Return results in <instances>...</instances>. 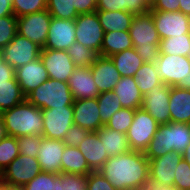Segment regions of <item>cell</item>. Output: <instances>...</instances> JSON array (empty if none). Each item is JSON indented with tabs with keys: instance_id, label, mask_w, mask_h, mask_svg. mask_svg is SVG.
Returning <instances> with one entry per match:
<instances>
[{
	"instance_id": "obj_1",
	"label": "cell",
	"mask_w": 190,
	"mask_h": 190,
	"mask_svg": "<svg viewBox=\"0 0 190 190\" xmlns=\"http://www.w3.org/2000/svg\"><path fill=\"white\" fill-rule=\"evenodd\" d=\"M117 190H144L149 184V160L132 151L109 157L98 170Z\"/></svg>"
},
{
	"instance_id": "obj_2",
	"label": "cell",
	"mask_w": 190,
	"mask_h": 190,
	"mask_svg": "<svg viewBox=\"0 0 190 190\" xmlns=\"http://www.w3.org/2000/svg\"><path fill=\"white\" fill-rule=\"evenodd\" d=\"M7 135L22 137L43 134V114L27 100L1 113Z\"/></svg>"
},
{
	"instance_id": "obj_3",
	"label": "cell",
	"mask_w": 190,
	"mask_h": 190,
	"mask_svg": "<svg viewBox=\"0 0 190 190\" xmlns=\"http://www.w3.org/2000/svg\"><path fill=\"white\" fill-rule=\"evenodd\" d=\"M189 143L190 124L180 122L159 124L157 132L145 150L144 155L148 160H151L172 151L182 154Z\"/></svg>"
},
{
	"instance_id": "obj_4",
	"label": "cell",
	"mask_w": 190,
	"mask_h": 190,
	"mask_svg": "<svg viewBox=\"0 0 190 190\" xmlns=\"http://www.w3.org/2000/svg\"><path fill=\"white\" fill-rule=\"evenodd\" d=\"M133 47L146 63H156L160 55V37L155 28L152 14L146 12L133 17L129 28Z\"/></svg>"
},
{
	"instance_id": "obj_5",
	"label": "cell",
	"mask_w": 190,
	"mask_h": 190,
	"mask_svg": "<svg viewBox=\"0 0 190 190\" xmlns=\"http://www.w3.org/2000/svg\"><path fill=\"white\" fill-rule=\"evenodd\" d=\"M26 100L41 110L73 106L74 102L68 83L50 78L31 91Z\"/></svg>"
},
{
	"instance_id": "obj_6",
	"label": "cell",
	"mask_w": 190,
	"mask_h": 190,
	"mask_svg": "<svg viewBox=\"0 0 190 190\" xmlns=\"http://www.w3.org/2000/svg\"><path fill=\"white\" fill-rule=\"evenodd\" d=\"M41 172L37 158L19 154L0 176L6 188L19 190Z\"/></svg>"
},
{
	"instance_id": "obj_7",
	"label": "cell",
	"mask_w": 190,
	"mask_h": 190,
	"mask_svg": "<svg viewBox=\"0 0 190 190\" xmlns=\"http://www.w3.org/2000/svg\"><path fill=\"white\" fill-rule=\"evenodd\" d=\"M155 65L162 83L186 90L190 75V61L187 56L159 55Z\"/></svg>"
},
{
	"instance_id": "obj_8",
	"label": "cell",
	"mask_w": 190,
	"mask_h": 190,
	"mask_svg": "<svg viewBox=\"0 0 190 190\" xmlns=\"http://www.w3.org/2000/svg\"><path fill=\"white\" fill-rule=\"evenodd\" d=\"M158 127L159 123L149 113L142 108L136 109L134 119L126 134L131 150L145 152Z\"/></svg>"
},
{
	"instance_id": "obj_9",
	"label": "cell",
	"mask_w": 190,
	"mask_h": 190,
	"mask_svg": "<svg viewBox=\"0 0 190 190\" xmlns=\"http://www.w3.org/2000/svg\"><path fill=\"white\" fill-rule=\"evenodd\" d=\"M51 18L47 9L18 17L17 33L43 49L47 41Z\"/></svg>"
},
{
	"instance_id": "obj_10",
	"label": "cell",
	"mask_w": 190,
	"mask_h": 190,
	"mask_svg": "<svg viewBox=\"0 0 190 190\" xmlns=\"http://www.w3.org/2000/svg\"><path fill=\"white\" fill-rule=\"evenodd\" d=\"M76 41L101 55L104 31L97 12L79 14L75 18Z\"/></svg>"
},
{
	"instance_id": "obj_11",
	"label": "cell",
	"mask_w": 190,
	"mask_h": 190,
	"mask_svg": "<svg viewBox=\"0 0 190 190\" xmlns=\"http://www.w3.org/2000/svg\"><path fill=\"white\" fill-rule=\"evenodd\" d=\"M155 28L161 40L190 33V16L181 11L150 10Z\"/></svg>"
},
{
	"instance_id": "obj_12",
	"label": "cell",
	"mask_w": 190,
	"mask_h": 190,
	"mask_svg": "<svg viewBox=\"0 0 190 190\" xmlns=\"http://www.w3.org/2000/svg\"><path fill=\"white\" fill-rule=\"evenodd\" d=\"M42 48L18 33L13 40L5 46L3 51L4 61L11 67L18 69L40 57Z\"/></svg>"
},
{
	"instance_id": "obj_13",
	"label": "cell",
	"mask_w": 190,
	"mask_h": 190,
	"mask_svg": "<svg viewBox=\"0 0 190 190\" xmlns=\"http://www.w3.org/2000/svg\"><path fill=\"white\" fill-rule=\"evenodd\" d=\"M43 137L62 140L73 125V106L43 109Z\"/></svg>"
},
{
	"instance_id": "obj_14",
	"label": "cell",
	"mask_w": 190,
	"mask_h": 190,
	"mask_svg": "<svg viewBox=\"0 0 190 190\" xmlns=\"http://www.w3.org/2000/svg\"><path fill=\"white\" fill-rule=\"evenodd\" d=\"M170 86L162 83L153 87L143 96L141 108L149 113L159 124L171 122L169 109Z\"/></svg>"
},
{
	"instance_id": "obj_15",
	"label": "cell",
	"mask_w": 190,
	"mask_h": 190,
	"mask_svg": "<svg viewBox=\"0 0 190 190\" xmlns=\"http://www.w3.org/2000/svg\"><path fill=\"white\" fill-rule=\"evenodd\" d=\"M75 41V19H60L52 17L47 41L43 49L66 51Z\"/></svg>"
},
{
	"instance_id": "obj_16",
	"label": "cell",
	"mask_w": 190,
	"mask_h": 190,
	"mask_svg": "<svg viewBox=\"0 0 190 190\" xmlns=\"http://www.w3.org/2000/svg\"><path fill=\"white\" fill-rule=\"evenodd\" d=\"M181 160L182 154L175 151L149 160V183L174 186L175 170Z\"/></svg>"
},
{
	"instance_id": "obj_17",
	"label": "cell",
	"mask_w": 190,
	"mask_h": 190,
	"mask_svg": "<svg viewBox=\"0 0 190 190\" xmlns=\"http://www.w3.org/2000/svg\"><path fill=\"white\" fill-rule=\"evenodd\" d=\"M40 58L50 79L68 83L76 66L66 51L42 49Z\"/></svg>"
},
{
	"instance_id": "obj_18",
	"label": "cell",
	"mask_w": 190,
	"mask_h": 190,
	"mask_svg": "<svg viewBox=\"0 0 190 190\" xmlns=\"http://www.w3.org/2000/svg\"><path fill=\"white\" fill-rule=\"evenodd\" d=\"M73 124L90 132H97L102 126L97 98L74 100Z\"/></svg>"
},
{
	"instance_id": "obj_19",
	"label": "cell",
	"mask_w": 190,
	"mask_h": 190,
	"mask_svg": "<svg viewBox=\"0 0 190 190\" xmlns=\"http://www.w3.org/2000/svg\"><path fill=\"white\" fill-rule=\"evenodd\" d=\"M65 144L62 140L49 139L43 137L40 142L37 160L41 167L42 172L60 174L61 170V156Z\"/></svg>"
},
{
	"instance_id": "obj_20",
	"label": "cell",
	"mask_w": 190,
	"mask_h": 190,
	"mask_svg": "<svg viewBox=\"0 0 190 190\" xmlns=\"http://www.w3.org/2000/svg\"><path fill=\"white\" fill-rule=\"evenodd\" d=\"M15 78L25 96L49 79L47 70L39 57L15 69Z\"/></svg>"
},
{
	"instance_id": "obj_21",
	"label": "cell",
	"mask_w": 190,
	"mask_h": 190,
	"mask_svg": "<svg viewBox=\"0 0 190 190\" xmlns=\"http://www.w3.org/2000/svg\"><path fill=\"white\" fill-rule=\"evenodd\" d=\"M74 100L97 98L100 94L92 76L91 67H76L68 80Z\"/></svg>"
},
{
	"instance_id": "obj_22",
	"label": "cell",
	"mask_w": 190,
	"mask_h": 190,
	"mask_svg": "<svg viewBox=\"0 0 190 190\" xmlns=\"http://www.w3.org/2000/svg\"><path fill=\"white\" fill-rule=\"evenodd\" d=\"M94 82L99 92L113 91L121 78L110 57L98 55L95 62L90 66Z\"/></svg>"
},
{
	"instance_id": "obj_23",
	"label": "cell",
	"mask_w": 190,
	"mask_h": 190,
	"mask_svg": "<svg viewBox=\"0 0 190 190\" xmlns=\"http://www.w3.org/2000/svg\"><path fill=\"white\" fill-rule=\"evenodd\" d=\"M78 149L83 154L92 171H98L109 159L97 132H90L79 144Z\"/></svg>"
},
{
	"instance_id": "obj_24",
	"label": "cell",
	"mask_w": 190,
	"mask_h": 190,
	"mask_svg": "<svg viewBox=\"0 0 190 190\" xmlns=\"http://www.w3.org/2000/svg\"><path fill=\"white\" fill-rule=\"evenodd\" d=\"M169 109L171 122L190 124V90L170 87Z\"/></svg>"
},
{
	"instance_id": "obj_25",
	"label": "cell",
	"mask_w": 190,
	"mask_h": 190,
	"mask_svg": "<svg viewBox=\"0 0 190 190\" xmlns=\"http://www.w3.org/2000/svg\"><path fill=\"white\" fill-rule=\"evenodd\" d=\"M119 97L123 108L140 109L143 103V95L134 77H121L113 89Z\"/></svg>"
},
{
	"instance_id": "obj_26",
	"label": "cell",
	"mask_w": 190,
	"mask_h": 190,
	"mask_svg": "<svg viewBox=\"0 0 190 190\" xmlns=\"http://www.w3.org/2000/svg\"><path fill=\"white\" fill-rule=\"evenodd\" d=\"M97 134L107 152L108 157L124 154L131 150L126 134L102 126Z\"/></svg>"
},
{
	"instance_id": "obj_27",
	"label": "cell",
	"mask_w": 190,
	"mask_h": 190,
	"mask_svg": "<svg viewBox=\"0 0 190 190\" xmlns=\"http://www.w3.org/2000/svg\"><path fill=\"white\" fill-rule=\"evenodd\" d=\"M96 12L104 32L129 31L135 16L127 11L97 10Z\"/></svg>"
},
{
	"instance_id": "obj_28",
	"label": "cell",
	"mask_w": 190,
	"mask_h": 190,
	"mask_svg": "<svg viewBox=\"0 0 190 190\" xmlns=\"http://www.w3.org/2000/svg\"><path fill=\"white\" fill-rule=\"evenodd\" d=\"M61 158L62 173L88 175L92 171L78 147L65 145Z\"/></svg>"
},
{
	"instance_id": "obj_29",
	"label": "cell",
	"mask_w": 190,
	"mask_h": 190,
	"mask_svg": "<svg viewBox=\"0 0 190 190\" xmlns=\"http://www.w3.org/2000/svg\"><path fill=\"white\" fill-rule=\"evenodd\" d=\"M110 58L121 77H134L136 71L145 63L134 47L113 54Z\"/></svg>"
},
{
	"instance_id": "obj_30",
	"label": "cell",
	"mask_w": 190,
	"mask_h": 190,
	"mask_svg": "<svg viewBox=\"0 0 190 190\" xmlns=\"http://www.w3.org/2000/svg\"><path fill=\"white\" fill-rule=\"evenodd\" d=\"M130 48L133 43L129 31L104 32L101 56L110 57Z\"/></svg>"
},
{
	"instance_id": "obj_31",
	"label": "cell",
	"mask_w": 190,
	"mask_h": 190,
	"mask_svg": "<svg viewBox=\"0 0 190 190\" xmlns=\"http://www.w3.org/2000/svg\"><path fill=\"white\" fill-rule=\"evenodd\" d=\"M134 78L143 96L153 87H157L162 84V81L159 77V71L155 63H144L136 71Z\"/></svg>"
},
{
	"instance_id": "obj_32",
	"label": "cell",
	"mask_w": 190,
	"mask_h": 190,
	"mask_svg": "<svg viewBox=\"0 0 190 190\" xmlns=\"http://www.w3.org/2000/svg\"><path fill=\"white\" fill-rule=\"evenodd\" d=\"M26 96L23 94L16 78L9 80V84L0 85V111L9 110L24 102Z\"/></svg>"
},
{
	"instance_id": "obj_33",
	"label": "cell",
	"mask_w": 190,
	"mask_h": 190,
	"mask_svg": "<svg viewBox=\"0 0 190 190\" xmlns=\"http://www.w3.org/2000/svg\"><path fill=\"white\" fill-rule=\"evenodd\" d=\"M190 51V33L183 36L165 38L160 41V55L188 56Z\"/></svg>"
},
{
	"instance_id": "obj_34",
	"label": "cell",
	"mask_w": 190,
	"mask_h": 190,
	"mask_svg": "<svg viewBox=\"0 0 190 190\" xmlns=\"http://www.w3.org/2000/svg\"><path fill=\"white\" fill-rule=\"evenodd\" d=\"M101 121L105 125L112 115L122 109L119 97L113 91L102 92L97 97Z\"/></svg>"
},
{
	"instance_id": "obj_35",
	"label": "cell",
	"mask_w": 190,
	"mask_h": 190,
	"mask_svg": "<svg viewBox=\"0 0 190 190\" xmlns=\"http://www.w3.org/2000/svg\"><path fill=\"white\" fill-rule=\"evenodd\" d=\"M66 52L76 67H89L95 62L98 56L95 51L77 41Z\"/></svg>"
},
{
	"instance_id": "obj_36",
	"label": "cell",
	"mask_w": 190,
	"mask_h": 190,
	"mask_svg": "<svg viewBox=\"0 0 190 190\" xmlns=\"http://www.w3.org/2000/svg\"><path fill=\"white\" fill-rule=\"evenodd\" d=\"M134 114V109L122 108L112 115L109 121L105 124V127L127 134L134 119Z\"/></svg>"
},
{
	"instance_id": "obj_37",
	"label": "cell",
	"mask_w": 190,
	"mask_h": 190,
	"mask_svg": "<svg viewBox=\"0 0 190 190\" xmlns=\"http://www.w3.org/2000/svg\"><path fill=\"white\" fill-rule=\"evenodd\" d=\"M19 154L16 137L7 135L0 141V174Z\"/></svg>"
},
{
	"instance_id": "obj_38",
	"label": "cell",
	"mask_w": 190,
	"mask_h": 190,
	"mask_svg": "<svg viewBox=\"0 0 190 190\" xmlns=\"http://www.w3.org/2000/svg\"><path fill=\"white\" fill-rule=\"evenodd\" d=\"M56 190H87V175L56 174Z\"/></svg>"
},
{
	"instance_id": "obj_39",
	"label": "cell",
	"mask_w": 190,
	"mask_h": 190,
	"mask_svg": "<svg viewBox=\"0 0 190 190\" xmlns=\"http://www.w3.org/2000/svg\"><path fill=\"white\" fill-rule=\"evenodd\" d=\"M47 11L52 17L75 19L79 14L72 8V0H47Z\"/></svg>"
},
{
	"instance_id": "obj_40",
	"label": "cell",
	"mask_w": 190,
	"mask_h": 190,
	"mask_svg": "<svg viewBox=\"0 0 190 190\" xmlns=\"http://www.w3.org/2000/svg\"><path fill=\"white\" fill-rule=\"evenodd\" d=\"M12 8L18 18L47 9V0H12Z\"/></svg>"
},
{
	"instance_id": "obj_41",
	"label": "cell",
	"mask_w": 190,
	"mask_h": 190,
	"mask_svg": "<svg viewBox=\"0 0 190 190\" xmlns=\"http://www.w3.org/2000/svg\"><path fill=\"white\" fill-rule=\"evenodd\" d=\"M17 34V17L8 15L0 17V49L7 46Z\"/></svg>"
},
{
	"instance_id": "obj_42",
	"label": "cell",
	"mask_w": 190,
	"mask_h": 190,
	"mask_svg": "<svg viewBox=\"0 0 190 190\" xmlns=\"http://www.w3.org/2000/svg\"><path fill=\"white\" fill-rule=\"evenodd\" d=\"M19 190H56V174L41 172Z\"/></svg>"
},
{
	"instance_id": "obj_43",
	"label": "cell",
	"mask_w": 190,
	"mask_h": 190,
	"mask_svg": "<svg viewBox=\"0 0 190 190\" xmlns=\"http://www.w3.org/2000/svg\"><path fill=\"white\" fill-rule=\"evenodd\" d=\"M43 136L39 135H28L18 137V146H19V153L25 156H30L37 158V154L39 152L40 142Z\"/></svg>"
},
{
	"instance_id": "obj_44",
	"label": "cell",
	"mask_w": 190,
	"mask_h": 190,
	"mask_svg": "<svg viewBox=\"0 0 190 190\" xmlns=\"http://www.w3.org/2000/svg\"><path fill=\"white\" fill-rule=\"evenodd\" d=\"M176 168L174 187L177 190H190V165L182 159Z\"/></svg>"
},
{
	"instance_id": "obj_45",
	"label": "cell",
	"mask_w": 190,
	"mask_h": 190,
	"mask_svg": "<svg viewBox=\"0 0 190 190\" xmlns=\"http://www.w3.org/2000/svg\"><path fill=\"white\" fill-rule=\"evenodd\" d=\"M89 133L90 131H88L87 129L73 124L66 132L62 141L66 146L78 147L79 144L86 138Z\"/></svg>"
},
{
	"instance_id": "obj_46",
	"label": "cell",
	"mask_w": 190,
	"mask_h": 190,
	"mask_svg": "<svg viewBox=\"0 0 190 190\" xmlns=\"http://www.w3.org/2000/svg\"><path fill=\"white\" fill-rule=\"evenodd\" d=\"M87 190H117L99 171L87 175Z\"/></svg>"
},
{
	"instance_id": "obj_47",
	"label": "cell",
	"mask_w": 190,
	"mask_h": 190,
	"mask_svg": "<svg viewBox=\"0 0 190 190\" xmlns=\"http://www.w3.org/2000/svg\"><path fill=\"white\" fill-rule=\"evenodd\" d=\"M15 78V70L4 61L3 51L0 49V85L9 84Z\"/></svg>"
},
{
	"instance_id": "obj_48",
	"label": "cell",
	"mask_w": 190,
	"mask_h": 190,
	"mask_svg": "<svg viewBox=\"0 0 190 190\" xmlns=\"http://www.w3.org/2000/svg\"><path fill=\"white\" fill-rule=\"evenodd\" d=\"M72 8L78 14L93 13L97 11V0H72Z\"/></svg>"
},
{
	"instance_id": "obj_49",
	"label": "cell",
	"mask_w": 190,
	"mask_h": 190,
	"mask_svg": "<svg viewBox=\"0 0 190 190\" xmlns=\"http://www.w3.org/2000/svg\"><path fill=\"white\" fill-rule=\"evenodd\" d=\"M125 11L137 14H144L150 11V8L143 0H124Z\"/></svg>"
},
{
	"instance_id": "obj_50",
	"label": "cell",
	"mask_w": 190,
	"mask_h": 190,
	"mask_svg": "<svg viewBox=\"0 0 190 190\" xmlns=\"http://www.w3.org/2000/svg\"><path fill=\"white\" fill-rule=\"evenodd\" d=\"M97 10L125 11L124 0H97Z\"/></svg>"
},
{
	"instance_id": "obj_51",
	"label": "cell",
	"mask_w": 190,
	"mask_h": 190,
	"mask_svg": "<svg viewBox=\"0 0 190 190\" xmlns=\"http://www.w3.org/2000/svg\"><path fill=\"white\" fill-rule=\"evenodd\" d=\"M179 6L178 0H157L150 10L175 12L179 11Z\"/></svg>"
},
{
	"instance_id": "obj_52",
	"label": "cell",
	"mask_w": 190,
	"mask_h": 190,
	"mask_svg": "<svg viewBox=\"0 0 190 190\" xmlns=\"http://www.w3.org/2000/svg\"><path fill=\"white\" fill-rule=\"evenodd\" d=\"M14 15L12 0H0V17Z\"/></svg>"
},
{
	"instance_id": "obj_53",
	"label": "cell",
	"mask_w": 190,
	"mask_h": 190,
	"mask_svg": "<svg viewBox=\"0 0 190 190\" xmlns=\"http://www.w3.org/2000/svg\"><path fill=\"white\" fill-rule=\"evenodd\" d=\"M144 190H177L174 186L148 184Z\"/></svg>"
},
{
	"instance_id": "obj_54",
	"label": "cell",
	"mask_w": 190,
	"mask_h": 190,
	"mask_svg": "<svg viewBox=\"0 0 190 190\" xmlns=\"http://www.w3.org/2000/svg\"><path fill=\"white\" fill-rule=\"evenodd\" d=\"M179 1V11L190 16V0H178Z\"/></svg>"
},
{
	"instance_id": "obj_55",
	"label": "cell",
	"mask_w": 190,
	"mask_h": 190,
	"mask_svg": "<svg viewBox=\"0 0 190 190\" xmlns=\"http://www.w3.org/2000/svg\"><path fill=\"white\" fill-rule=\"evenodd\" d=\"M7 136L6 128L2 117L0 116V141Z\"/></svg>"
},
{
	"instance_id": "obj_56",
	"label": "cell",
	"mask_w": 190,
	"mask_h": 190,
	"mask_svg": "<svg viewBox=\"0 0 190 190\" xmlns=\"http://www.w3.org/2000/svg\"><path fill=\"white\" fill-rule=\"evenodd\" d=\"M182 159L185 160L190 165V143L182 152Z\"/></svg>"
},
{
	"instance_id": "obj_57",
	"label": "cell",
	"mask_w": 190,
	"mask_h": 190,
	"mask_svg": "<svg viewBox=\"0 0 190 190\" xmlns=\"http://www.w3.org/2000/svg\"><path fill=\"white\" fill-rule=\"evenodd\" d=\"M143 1L151 9L155 5L157 0H143Z\"/></svg>"
},
{
	"instance_id": "obj_58",
	"label": "cell",
	"mask_w": 190,
	"mask_h": 190,
	"mask_svg": "<svg viewBox=\"0 0 190 190\" xmlns=\"http://www.w3.org/2000/svg\"><path fill=\"white\" fill-rule=\"evenodd\" d=\"M5 187L2 179H1V176H0V190H2L3 188Z\"/></svg>"
},
{
	"instance_id": "obj_59",
	"label": "cell",
	"mask_w": 190,
	"mask_h": 190,
	"mask_svg": "<svg viewBox=\"0 0 190 190\" xmlns=\"http://www.w3.org/2000/svg\"><path fill=\"white\" fill-rule=\"evenodd\" d=\"M186 90H190V75L188 77V85H186Z\"/></svg>"
},
{
	"instance_id": "obj_60",
	"label": "cell",
	"mask_w": 190,
	"mask_h": 190,
	"mask_svg": "<svg viewBox=\"0 0 190 190\" xmlns=\"http://www.w3.org/2000/svg\"><path fill=\"white\" fill-rule=\"evenodd\" d=\"M2 190H16V189H10V188L4 187Z\"/></svg>"
},
{
	"instance_id": "obj_61",
	"label": "cell",
	"mask_w": 190,
	"mask_h": 190,
	"mask_svg": "<svg viewBox=\"0 0 190 190\" xmlns=\"http://www.w3.org/2000/svg\"><path fill=\"white\" fill-rule=\"evenodd\" d=\"M187 57H188V59H189V61H190V51H189V54H188V56H187Z\"/></svg>"
}]
</instances>
